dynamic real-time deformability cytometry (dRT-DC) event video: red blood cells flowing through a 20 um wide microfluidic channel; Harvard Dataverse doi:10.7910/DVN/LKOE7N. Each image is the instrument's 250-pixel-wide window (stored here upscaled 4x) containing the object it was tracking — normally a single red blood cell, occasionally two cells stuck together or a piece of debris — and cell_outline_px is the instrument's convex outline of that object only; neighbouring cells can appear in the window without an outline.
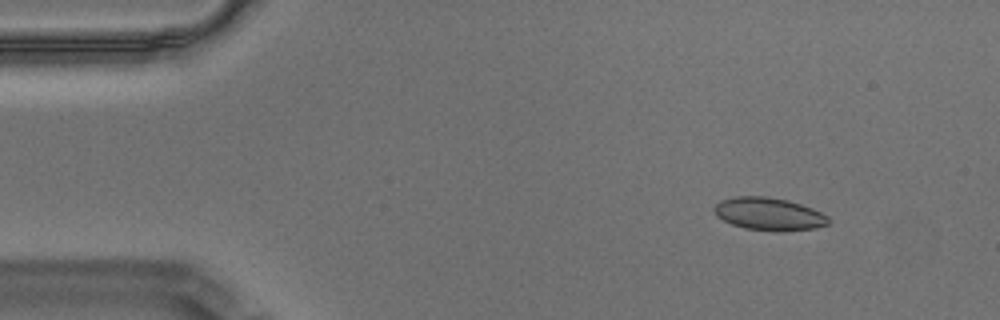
{"species": "Egyptian fruit bat (a non-hibernating species)", "species_latin": "Rousettus aegyptiacus", "temperature_condition": "warm", "stored_images_in_passage": 57, "camera_frame_rate_fps": 3000, "um_per_image_px": 0.085, "animal": {"sex": "male"}, "frame": {"image": 1, "passage_image": 6, "time_ms": 1.667, "image_size_px": [1000, 320], "cell_outline_px": [[828, 224], [816, 228], [744, 228], [732, 224], [716, 216], [712, 208], [720, 200], [732, 196], [768, 196], [788, 200], [812, 208], [828, 216]], "centroid_in_image_um": [65.28, 18.11], "position_along_channel_um": 19.7, "area_um2": 20.92}}
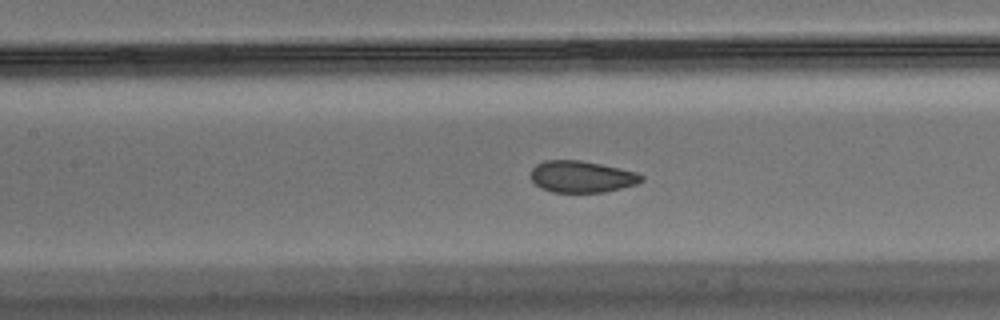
{"frame": {"image": 2, "passage_image": 25, "time_ms": 8.0, "image_size_px": [1000, 320], "cell_outline_px": [[644, 180], [636, 184], [604, 192], [552, 192], [536, 184], [532, 180], [532, 168], [536, 164], [544, 160], [580, 160], [620, 168], [636, 172], [644, 176]], "centroid_in_image_um": [49.46, 15.01], "position_along_channel_um": 157.9, "area_um2": 20.23}}
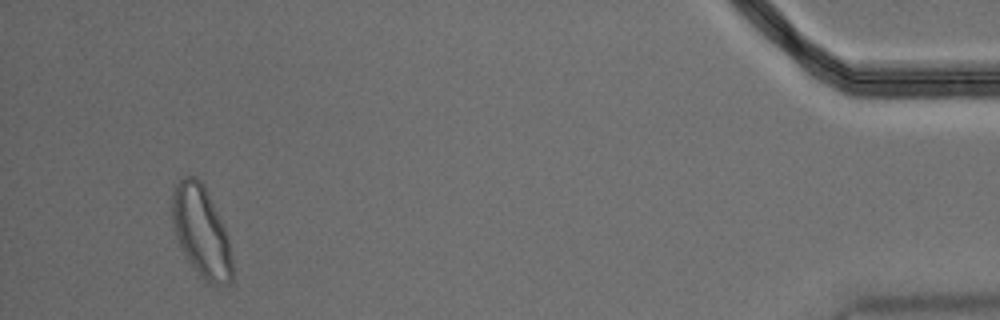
{"frame": {"image": 3, "passage_image": 54, "time_ms": 17.667, "image_size_px": [1000, 320], "cell_outline_px": [[232, 280], [228, 284], [208, 284], [200, 276], [188, 260], [172, 228], [172, 192], [176, 184], [184, 176], [196, 176], [204, 184], [228, 236], [232, 260]], "centroid_in_image_um": [17.1, 19.67], "position_along_channel_um": 418.1, "area_um2": 31.73}, "authors_computed_cell_mechanics": {"area_um2": 21.675, "velocity_mm_per_s": 3.4583, "shape_relaxation_time_tau1_ms": 4.5088, "shape_relaxation_time_tau2_ms": 1.1248, "deformation_change_tau1": 0.1125, "deformation_change_tau2": 0.0505}}